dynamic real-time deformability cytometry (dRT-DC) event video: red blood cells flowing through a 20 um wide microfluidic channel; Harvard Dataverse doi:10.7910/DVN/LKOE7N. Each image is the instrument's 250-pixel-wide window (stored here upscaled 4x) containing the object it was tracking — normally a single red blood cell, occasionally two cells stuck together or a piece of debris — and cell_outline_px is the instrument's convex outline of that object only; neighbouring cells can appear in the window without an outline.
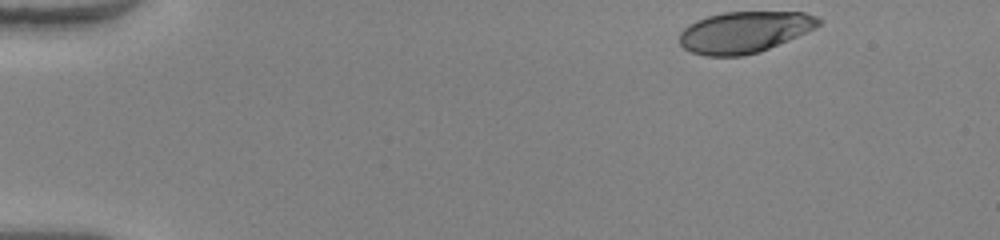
{"species": "human", "species_latin": "Homo sapiens", "temperature_condition": "warm", "stored_images_in_passage": 46, "camera_frame_rate_fps": 3000, "um_per_image_px": 0.085, "donor": {"sex": "female"}, "frame": {"image": 1, "passage_image": 1, "time_ms": 0.0, "image_size_px": [1000, 240], "cell_outline_px": [[820, 24], [816, 28], [760, 52], [744, 56], [704, 56], [692, 52], [684, 48], [680, 44], [680, 32], [688, 24], [696, 20], [708, 16], [724, 12], [804, 12], [816, 16], [820, 20]], "centroid_in_image_um": [63.26, 2.73], "position_along_channel_um": 21.7, "area_um2": 33.52}}
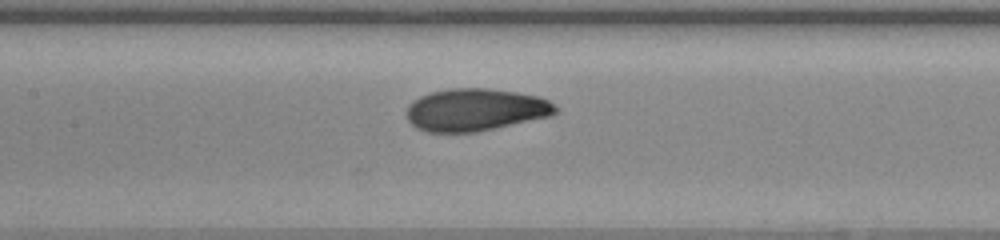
{"frame": {"image": 2, "passage_image": 20, "time_ms": 6.333, "image_size_px": [1000, 240], "cell_outline_px": [[560, 112], [552, 116], [476, 132], [428, 132], [416, 128], [408, 120], [408, 104], [412, 100], [420, 96], [432, 92], [452, 88], [488, 88], [516, 92], [536, 96], [548, 100], [560, 108]], "centroid_in_image_um": [40.45, 9.33], "position_along_channel_um": 166.9, "area_um2": 36.93}}
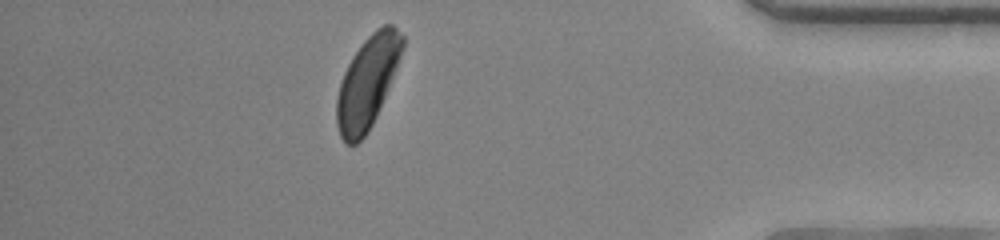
{"frame": {"image": 3, "passage_image": 40, "time_ms": 13.0, "image_size_px": [1000, 240], "cell_outline_px": [[404, 44], [396, 68], [388, 88], [376, 116], [368, 132], [356, 144], [344, 144], [340, 136], [336, 124], [336, 100], [340, 84], [344, 72], [352, 56], [364, 40], [376, 28], [384, 24], [392, 24], [404, 36]], "centroid_in_image_um": [31.21, 6.99], "position_along_channel_um": 404.0, "area_um2": 34.8}, "authors_computed_cell_mechanics": {"area_um2": 35.3158, "velocity_mm_per_s": 4.0834, "shape_relaxation_time_tau1_ms": 2.7495, "shape_relaxation_time_tau2_ms": 1.2518, "deformation_change_tau1": 0.1368, "deformation_change_tau2": 0.0626}}